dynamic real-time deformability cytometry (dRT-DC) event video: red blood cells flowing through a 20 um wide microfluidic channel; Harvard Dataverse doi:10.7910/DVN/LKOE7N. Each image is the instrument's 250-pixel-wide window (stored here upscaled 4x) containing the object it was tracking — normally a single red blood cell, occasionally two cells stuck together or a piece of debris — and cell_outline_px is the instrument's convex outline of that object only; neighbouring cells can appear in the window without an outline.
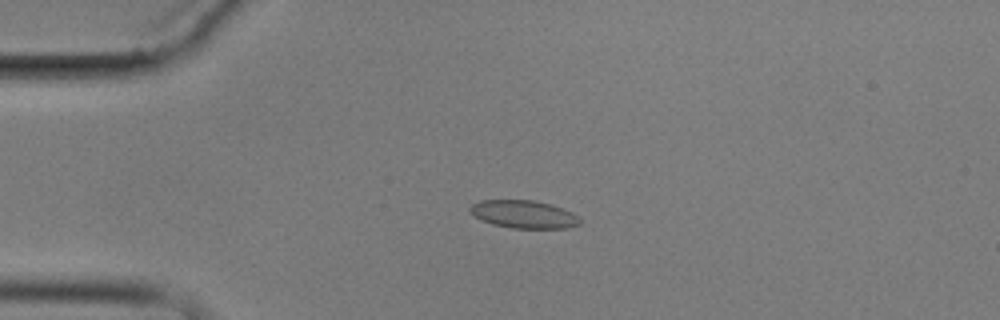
{"species": "common noctule bat (a hibernating species)", "species_latin": "Nyctalus noctula", "temperature_condition": "cold", "stored_images_in_passage": 5, "camera_frame_rate_fps": 3000, "um_per_image_px": 0.085, "animal": {"sex": "male", "body_mass_g": 17.9}, "frame": {"image": 1, "passage_image": 4, "time_ms": 3.667, "image_size_px": [1000, 320], "cell_outline_px": [[580, 224], [568, 228], [512, 228], [492, 224], [480, 220], [468, 212], [468, 208], [472, 204], [480, 200], [532, 200], [548, 204], [572, 212], [580, 220]], "centroid_in_image_um": [44.45, 18.22], "position_along_channel_um": 40.6, "area_um2": 17.8}}